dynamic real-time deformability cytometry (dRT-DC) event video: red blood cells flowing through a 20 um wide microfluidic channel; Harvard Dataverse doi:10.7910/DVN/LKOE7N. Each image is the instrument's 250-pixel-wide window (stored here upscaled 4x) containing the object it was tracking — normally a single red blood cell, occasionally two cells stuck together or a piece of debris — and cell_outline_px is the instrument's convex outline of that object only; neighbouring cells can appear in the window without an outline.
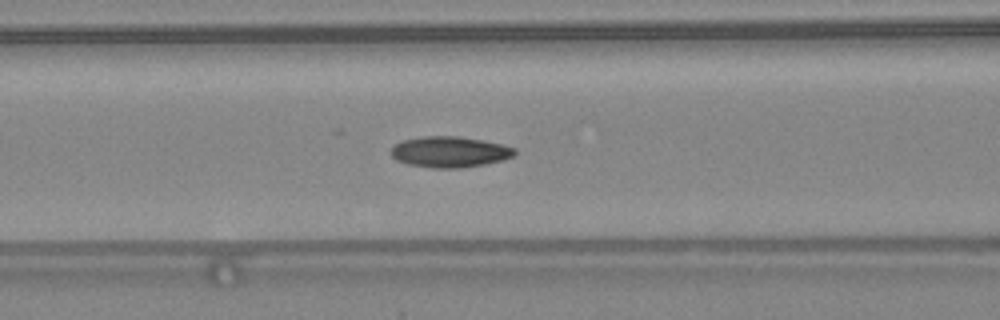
{"species": "common noctule bat (a hibernating species)", "species_latin": "Nyctalus noctula", "temperature_condition": "warm", "stored_images_in_passage": 48, "camera_frame_rate_fps": 3000, "um_per_image_px": 0.085, "animal": {"sex": "female", "body_mass_g": 24.6, "forearm_length_mm": 56.2}, "frame": {"image": 1, "passage_image": 21, "time_ms": 6.667, "image_size_px": [1000, 320], "cell_outline_px": [[516, 152], [512, 156], [504, 160], [484, 164], [460, 168], [432, 168], [408, 164], [396, 160], [392, 156], [392, 148], [396, 144], [404, 140], [424, 136], [460, 136], [500, 144], [516, 148]], "centroid_in_image_um": [38.23, 12.92], "position_along_channel_um": 128.4, "area_um2": 22.08}}
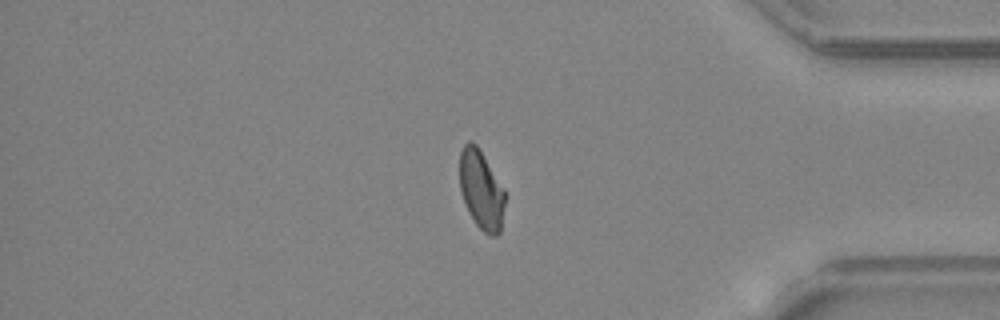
{"frame": {"image": 2, "passage_image": 41, "time_ms": 13.333, "image_size_px": [1000, 320], "cell_outline_px": [[504, 208], [500, 232], [496, 236], [492, 236], [484, 232], [476, 224], [468, 212], [460, 192], [460, 152], [464, 144], [468, 140], [472, 140], [476, 144], [504, 192]], "centroid_in_image_um": [40.87, 16.16], "position_along_channel_um": 394.3, "area_um2": 20.4}}
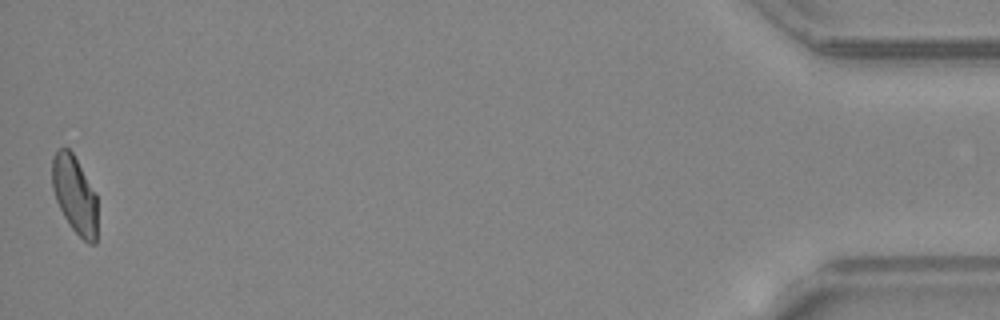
{"frame": {"image": 3, "passage_image": 48, "time_ms": 15.667, "image_size_px": [1000, 320], "cell_outline_px": [[96, 244], [88, 244], [72, 228], [64, 216], [56, 200], [52, 188], [52, 156], [56, 148], [68, 148], [72, 152], [96, 192]], "centroid_in_image_um": [6.34, 16.52], "position_along_channel_um": 428.9, "area_um2": 20.46}, "authors_computed_cell_mechanics": {"area_um2": 21.097, "velocity_mm_per_s": 4.3938, "shape_relaxation_time_tau1_ms": null, "shape_relaxation_time_tau2_ms": 2.9405, "deformation_change_tau1": null, "deformation_change_tau2": 0.0929}}